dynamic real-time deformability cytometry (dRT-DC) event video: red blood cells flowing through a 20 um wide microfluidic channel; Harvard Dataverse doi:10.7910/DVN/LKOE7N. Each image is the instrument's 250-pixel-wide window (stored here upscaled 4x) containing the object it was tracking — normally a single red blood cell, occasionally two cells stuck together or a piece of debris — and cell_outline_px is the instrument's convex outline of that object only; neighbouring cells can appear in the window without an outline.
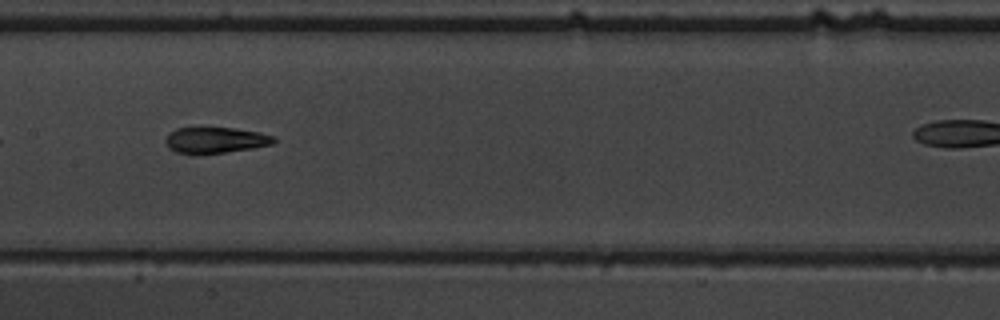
{"species": "common noctule bat (a hibernating species)", "species_latin": "Nyctalus noctula", "temperature_condition": "warm", "stored_images_in_passage": 24, "camera_frame_rate_fps": 3000, "um_per_image_px": 0.085, "animal": {"sex": "male", "body_mass_g": 19.5, "forearm_length_mm": 54.6}, "frame": {"image": 1, "passage_image": 11, "time_ms": 3.333, "image_size_px": [1000, 320], "cell_outline_px": [[276, 140], [272, 144], [252, 148], [196, 156], [176, 152], [168, 148], [164, 140], [168, 132], [176, 128], [236, 128], [260, 132], [276, 136]], "centroid_in_image_um": [18.27, 11.93], "position_along_channel_um": 189.1, "area_um2": 16.82}}
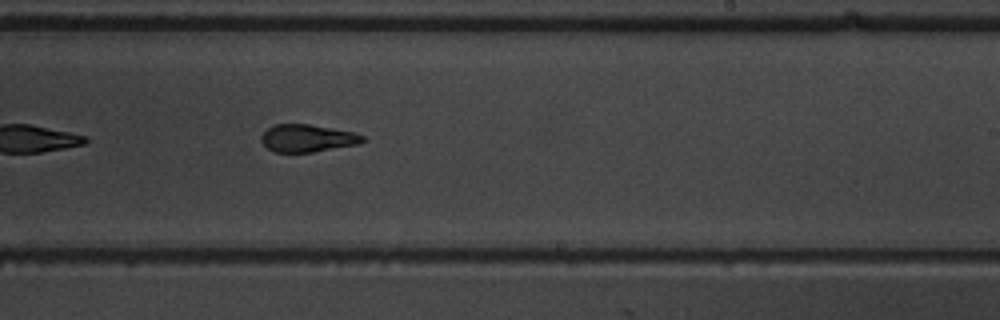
{"frame": {"image": 2, "passage_image": 17, "time_ms": 5.333, "image_size_px": [1000, 320], "cell_outline_px": [[368, 140], [360, 144], [312, 152], [276, 152], [268, 148], [260, 140], [260, 136], [268, 128], [276, 124], [308, 124], [352, 132], [364, 136]], "centroid_in_image_um": [26.15, 11.75], "position_along_channel_um": 262.9, "area_um2": 16.18}}
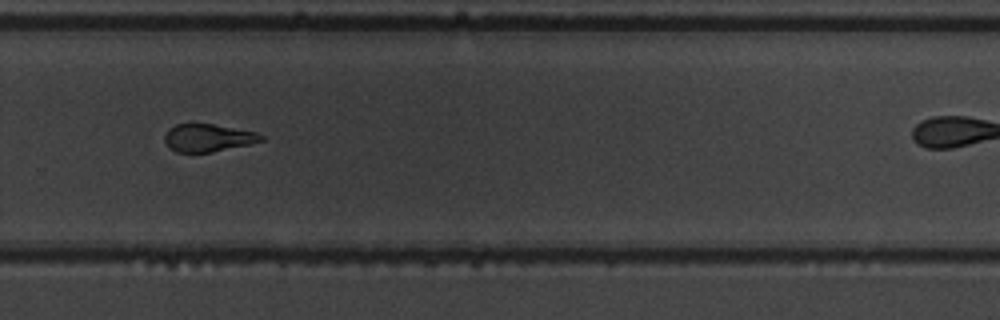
{"frame": {"image": 3, "passage_image": 21, "time_ms": 6.667, "image_size_px": [1000, 320], "cell_outline_px": [[264, 140], [248, 144], [212, 152], [176, 152], [168, 148], [164, 140], [164, 136], [168, 128], [176, 124], [212, 124], [256, 132], [264, 136]], "centroid_in_image_um": [17.63, 11.72], "position_along_channel_um": 312.2, "area_um2": 15.49}}